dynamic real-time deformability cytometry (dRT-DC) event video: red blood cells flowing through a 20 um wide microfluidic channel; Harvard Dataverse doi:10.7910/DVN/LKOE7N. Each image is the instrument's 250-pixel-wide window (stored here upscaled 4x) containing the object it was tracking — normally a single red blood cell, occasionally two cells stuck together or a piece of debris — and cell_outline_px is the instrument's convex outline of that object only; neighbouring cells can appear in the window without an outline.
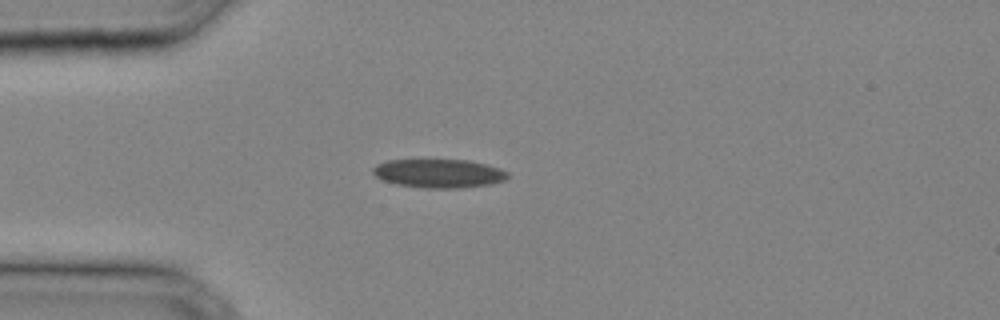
{"species": "common noctule bat (a hibernating species)", "species_latin": "Nyctalus noctula", "temperature_condition": "cold", "stored_images_in_passage": 22, "camera_frame_rate_fps": 3000, "um_per_image_px": 0.085, "animal": {"sex": "male", "body_mass_g": 20.4}, "frame": {"image": 1, "passage_image": 1, "time_ms": 0.0, "image_size_px": [1000, 320], "cell_outline_px": [[508, 176], [504, 180], [492, 184], [460, 188], [420, 188], [396, 184], [384, 180], [376, 176], [372, 172], [372, 168], [376, 164], [388, 160], [424, 156], [468, 160], [500, 168], [508, 172]], "centroid_in_image_um": [37.24, 14.68], "position_along_channel_um": 47.8, "area_um2": 23.7}}
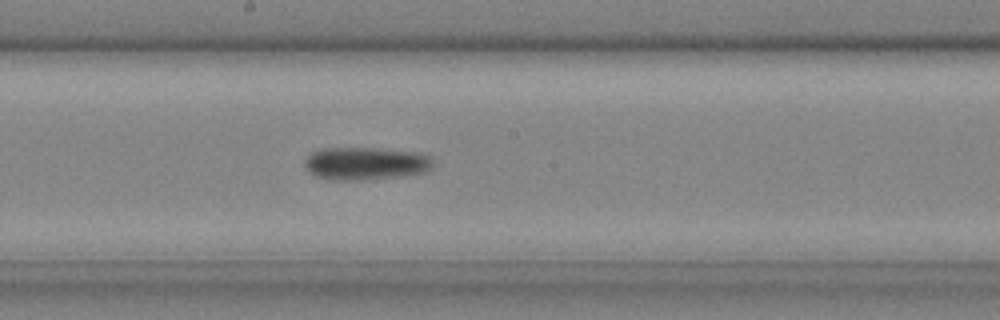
{"frame": {"image": 2, "passage_image": 11, "time_ms": 3.333, "image_size_px": [1000, 320], "cell_outline_px": [[432, 168], [424, 172], [400, 176], [348, 180], [332, 180], [316, 176], [308, 172], [304, 164], [304, 160], [312, 152], [320, 148], [372, 148], [420, 152], [432, 156]], "centroid_in_image_um": [31.06, 13.88], "position_along_channel_um": 217.1, "area_um2": 24.51}}
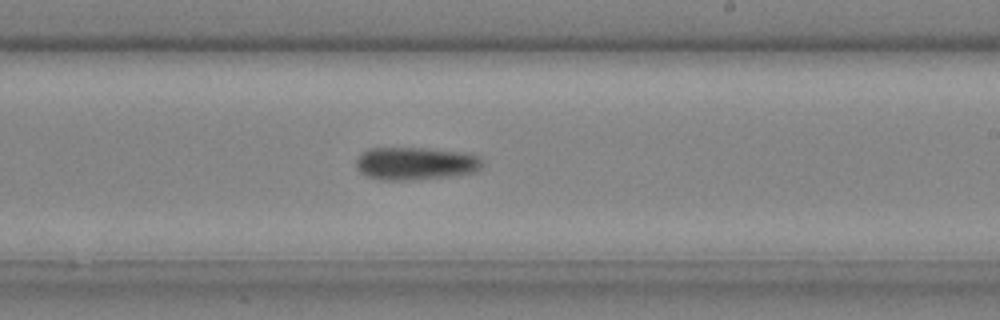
{"frame": {"image": 3, "passage_image": 13, "time_ms": 4.0, "image_size_px": [1000, 320], "cell_outline_px": [[484, 168], [476, 172], [452, 176], [408, 180], [380, 180], [368, 176], [360, 172], [356, 164], [356, 160], [368, 148], [424, 148], [456, 152], [480, 156], [484, 160]], "centroid_in_image_um": [35.37, 13.91], "position_along_channel_um": 253.6, "area_um2": 24.16}}